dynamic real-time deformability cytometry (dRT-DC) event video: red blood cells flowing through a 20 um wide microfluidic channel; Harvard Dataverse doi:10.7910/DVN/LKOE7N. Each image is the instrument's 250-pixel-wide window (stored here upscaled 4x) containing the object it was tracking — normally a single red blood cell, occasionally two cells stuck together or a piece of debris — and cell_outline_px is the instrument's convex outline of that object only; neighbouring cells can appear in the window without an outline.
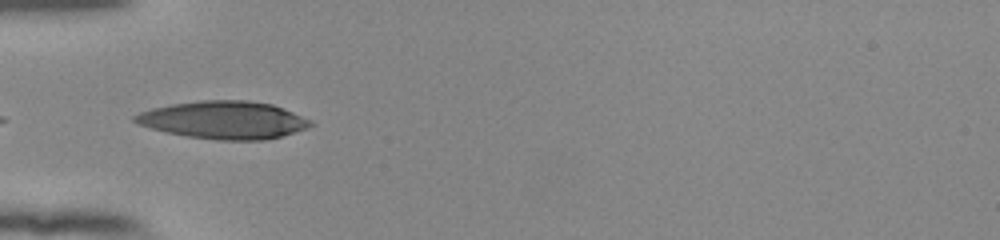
{"species": "human", "species_latin": "Homo sapiens", "temperature_condition": "room temperature", "stored_images_in_passage": 32, "camera_frame_rate_fps": 3000, "um_per_image_px": 0.085, "donor": {"sex": "female"}, "frame": {"image": 1, "passage_image": 1, "time_ms": 0.0, "image_size_px": [1000, 240], "cell_outline_px": [[312, 124], [304, 128], [280, 136], [264, 140], [216, 140], [188, 136], [168, 132], [152, 128], [140, 124], [132, 120], [132, 116], [140, 112], [152, 108], [172, 104], [204, 100], [248, 100], [272, 104], [292, 112], [308, 120]], "centroid_in_image_um": [18.96, 10.19], "position_along_channel_um": 66.0, "area_um2": 37.92}}
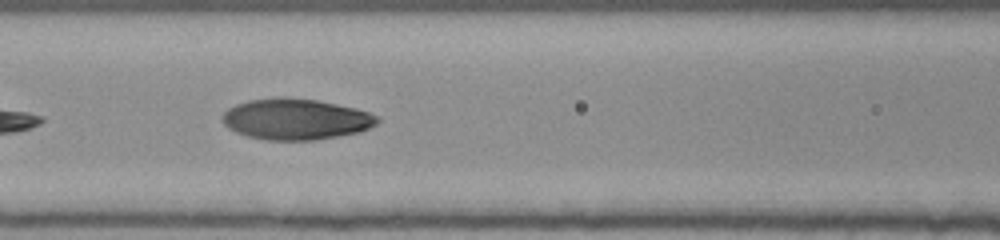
{"frame": {"image": 2, "passage_image": 7, "time_ms": 2.0, "image_size_px": [1000, 240], "cell_outline_px": [[380, 120], [376, 124], [360, 132], [316, 140], [268, 140], [248, 136], [236, 132], [228, 128], [224, 124], [220, 116], [228, 108], [236, 104], [248, 100], [276, 96], [288, 96], [316, 100], [356, 108], [368, 112], [376, 116]], "centroid_in_image_um": [25.11, 10.11], "position_along_channel_um": 141.5, "area_um2": 37.28}}
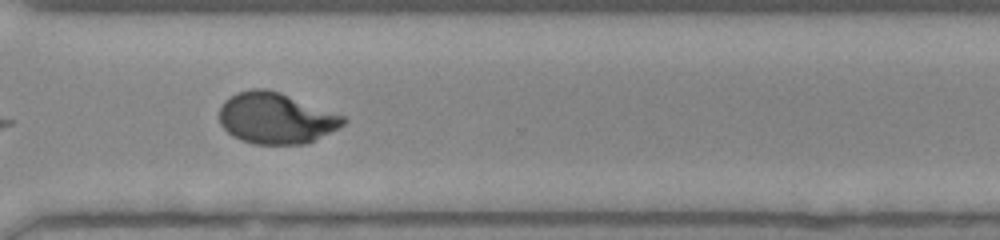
{"frame": {"image": 3, "passage_image": 23, "time_ms": 7.333, "image_size_px": [1000, 240], "cell_outline_px": [[348, 120], [340, 128], [308, 144], [256, 144], [240, 140], [232, 136], [220, 124], [220, 108], [224, 100], [236, 92], [252, 88], [264, 88], [280, 92], [348, 116]], "centroid_in_image_um": [23.51, 10.04], "position_along_channel_um": 347.1, "area_um2": 37.51}, "authors_computed_cell_mechanics": {"area_um2": 36.7319, "velocity_mm_per_s": 3.8577, "shape_relaxation_time_tau1_ms": 4.9594, "shape_relaxation_time_tau2_ms": 1.0484, "deformation_change_tau1": 0.2343, "deformation_change_tau2": 0.0507}}